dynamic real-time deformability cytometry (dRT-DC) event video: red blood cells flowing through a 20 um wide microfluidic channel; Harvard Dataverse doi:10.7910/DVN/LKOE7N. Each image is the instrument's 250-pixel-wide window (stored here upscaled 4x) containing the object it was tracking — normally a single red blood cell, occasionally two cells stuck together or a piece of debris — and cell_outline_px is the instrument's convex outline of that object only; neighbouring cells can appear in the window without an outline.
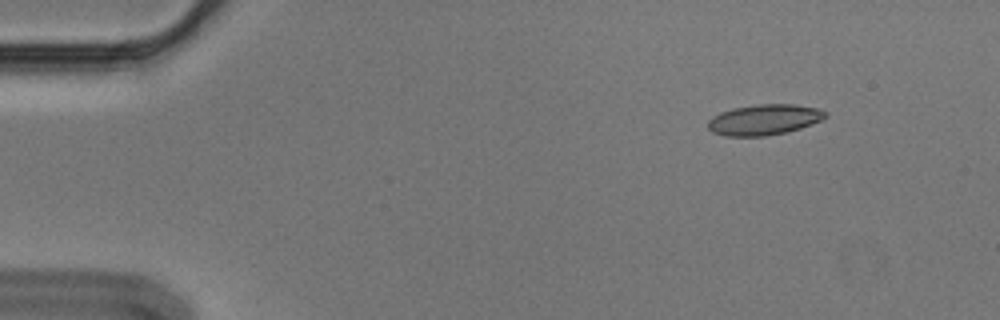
{"species": "Egyptian fruit bat (a non-hibernating species)", "species_latin": "Rousettus aegyptiacus", "temperature_condition": "cold", "stored_images_in_passage": 4, "camera_frame_rate_fps": 3000, "um_per_image_px": 0.085, "animal": {"sex": "male"}, "frame": {"image": 1, "passage_image": 1, "time_ms": 0.0, "image_size_px": [1000, 320], "cell_outline_px": [[828, 116], [812, 124], [788, 132], [764, 136], [724, 136], [712, 132], [708, 128], [708, 120], [712, 116], [720, 112], [732, 108], [756, 104], [792, 104], [816, 108], [828, 112]], "centroid_in_image_um": [64.93, 10.17], "position_along_channel_um": 20.1, "area_um2": 21.1}}
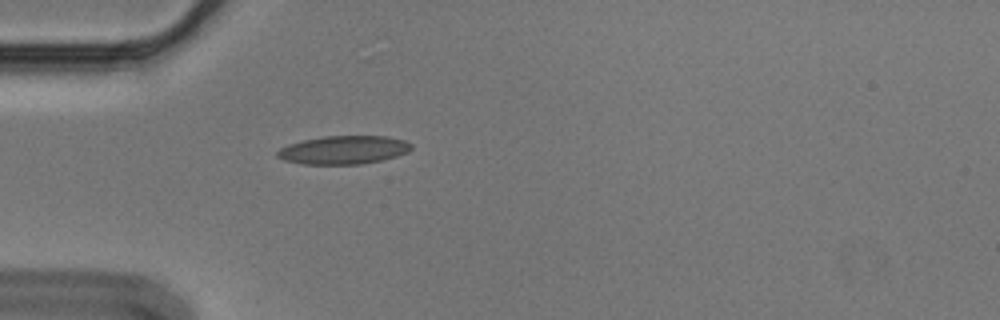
{"frame": {"image": 2, "passage_image": 4, "time_ms": 1.0, "image_size_px": [1000, 320], "cell_outline_px": [[412, 148], [408, 152], [396, 156], [380, 160], [360, 164], [300, 164], [284, 160], [276, 156], [276, 152], [280, 148], [288, 144], [304, 140], [324, 136], [388, 136], [404, 140], [412, 144]], "centroid_in_image_um": [29.19, 12.74], "position_along_channel_um": 55.8, "area_um2": 22.14}}